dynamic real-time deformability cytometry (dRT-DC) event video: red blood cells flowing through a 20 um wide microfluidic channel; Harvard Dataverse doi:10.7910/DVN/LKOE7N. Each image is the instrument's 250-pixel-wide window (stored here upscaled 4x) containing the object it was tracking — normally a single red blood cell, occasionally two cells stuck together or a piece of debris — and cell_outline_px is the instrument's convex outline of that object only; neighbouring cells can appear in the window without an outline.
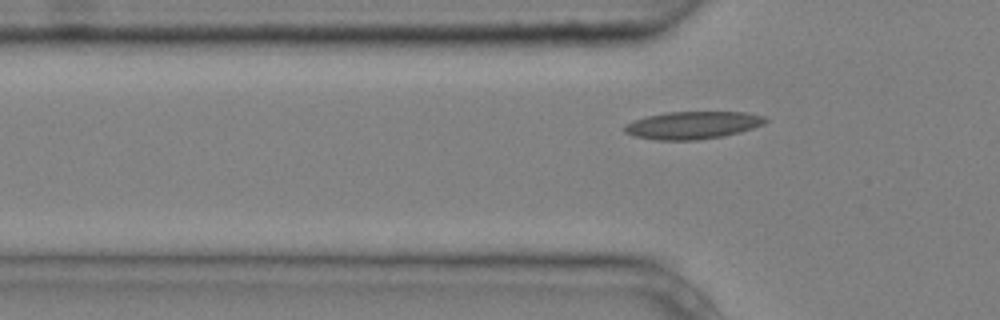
{"species": "common noctule bat (a hibernating species)", "species_latin": "Nyctalus noctula", "temperature_condition": "cold", "stored_images_in_passage": 8, "segment_of_instrument_passage": [2, 2], "camera_frame_rate_fps": 3000, "um_per_image_px": 0.085, "animal": {"sex": "male", "body_mass_g": 20.4}, "frame": {"image": 1, "passage_image": 8, "time_ms": 2.333, "image_size_px": [1000, 320], "cell_outline_px": [[768, 120], [764, 124], [740, 132], [724, 136], [700, 140], [652, 140], [632, 136], [624, 132], [624, 124], [632, 120], [648, 116], [668, 112], [744, 112], [764, 116]], "centroid_in_image_um": [58.84, 10.65], "position_along_channel_um": 67.0, "area_um2": 22.83}}